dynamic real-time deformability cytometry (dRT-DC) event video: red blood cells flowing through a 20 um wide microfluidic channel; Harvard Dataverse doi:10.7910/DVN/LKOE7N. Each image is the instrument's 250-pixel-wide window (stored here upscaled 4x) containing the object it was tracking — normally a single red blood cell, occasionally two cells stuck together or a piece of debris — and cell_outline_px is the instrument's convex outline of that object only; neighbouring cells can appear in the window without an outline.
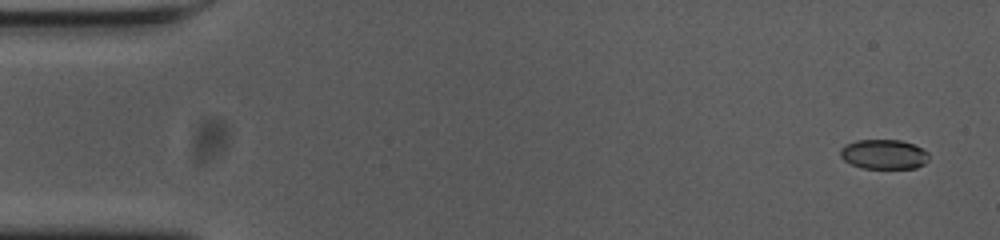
{"species": "common noctule bat (a hibernating species)", "species_latin": "Nyctalus noctula", "temperature_condition": "cold", "stored_images_in_passage": 53, "camera_frame_rate_fps": 3000, "um_per_image_px": 0.085, "animal": {"sex": "female", "body_mass_g": 23.0, "forearm_length_mm": 53.4}, "frame": {"image": 1, "passage_image": 1, "time_ms": 0.0, "image_size_px": [1000, 240], "cell_outline_px": [[928, 160], [924, 164], [916, 168], [864, 168], [852, 164], [844, 160], [840, 156], [840, 148], [844, 144], [856, 140], [900, 140], [924, 148], [928, 152]], "centroid_in_image_um": [75.12, 13.1], "position_along_channel_um": 9.9, "area_um2": 15.37}}
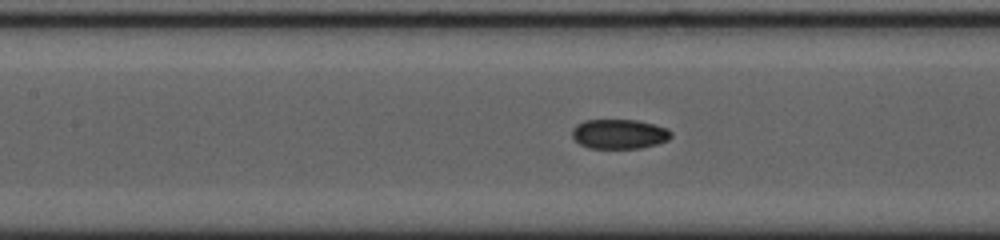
{"frame": {"image": 2, "passage_image": 23, "time_ms": 7.333, "image_size_px": [1000, 240], "cell_outline_px": [[672, 136], [668, 140], [656, 144], [640, 148], [588, 148], [580, 144], [572, 136], [572, 128], [576, 124], [584, 120], [636, 120], [668, 128], [672, 132]], "centroid_in_image_um": [52.63, 11.39], "position_along_channel_um": 154.8, "area_um2": 17.11}}
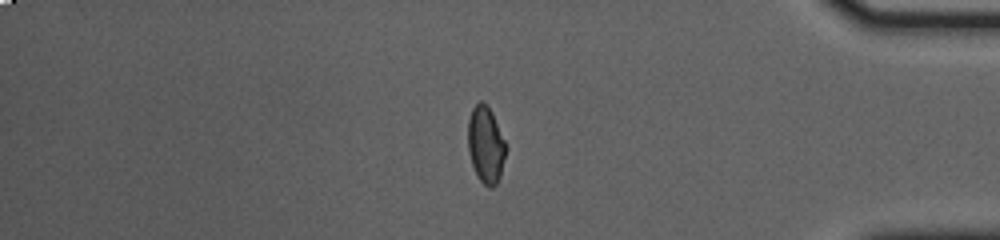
{"frame": {"image": 3, "passage_image": 45, "time_ms": 14.667, "image_size_px": [1000, 240], "cell_outline_px": [[504, 156], [500, 176], [496, 184], [492, 188], [488, 188], [480, 180], [472, 164], [468, 148], [468, 120], [472, 108], [480, 100], [492, 112], [504, 140]], "centroid_in_image_um": [41.26, 12.3], "position_along_channel_um": 393.9, "area_um2": 16.47}}